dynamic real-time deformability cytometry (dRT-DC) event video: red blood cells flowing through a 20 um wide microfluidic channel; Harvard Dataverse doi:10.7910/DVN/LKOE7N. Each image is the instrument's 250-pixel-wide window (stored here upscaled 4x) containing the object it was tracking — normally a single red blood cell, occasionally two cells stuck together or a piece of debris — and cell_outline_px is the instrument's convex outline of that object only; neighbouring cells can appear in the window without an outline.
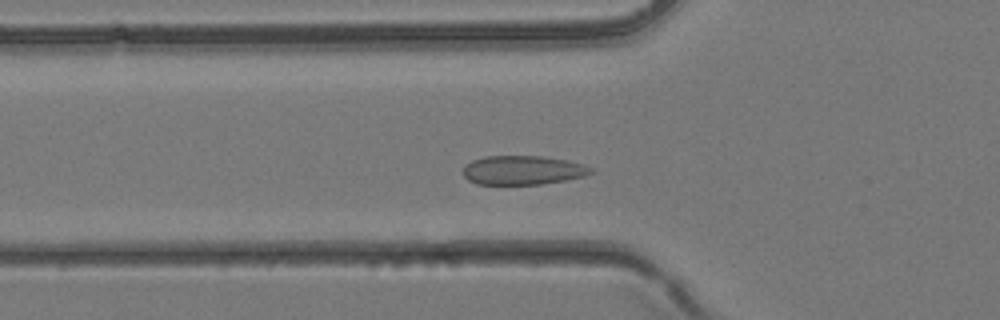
{"species": "common noctule bat (a hibernating species)", "species_latin": "Nyctalus noctula", "temperature_condition": "room temperature", "stored_images_in_passage": 18, "camera_frame_rate_fps": 3000, "um_per_image_px": 0.085, "animal": {"sex": "female", "body_mass_g": 24.6, "forearm_length_mm": 56.2}, "frame": {"image": 1, "passage_image": 9, "time_ms": 2.667, "image_size_px": [1000, 320], "cell_outline_px": [[596, 172], [584, 176], [564, 180], [540, 184], [476, 184], [468, 180], [464, 176], [464, 168], [472, 160], [484, 156], [544, 156], [584, 164], [596, 168]], "centroid_in_image_um": [44.49, 14.46], "position_along_channel_um": 81.3, "area_um2": 21.68}}
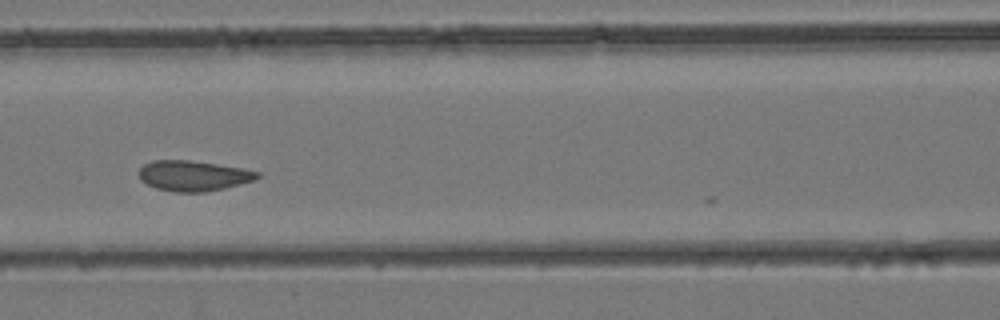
{"frame": {"image": 2, "passage_image": 13, "time_ms": 4.0, "image_size_px": [1000, 320], "cell_outline_px": [[260, 176], [252, 180], [224, 188], [204, 192], [176, 192], [156, 188], [140, 180], [140, 168], [144, 164], [152, 160], [188, 160], [244, 168], [260, 172]], "centroid_in_image_um": [16.42, 14.93], "position_along_channel_um": 150.2, "area_um2": 20.75}}
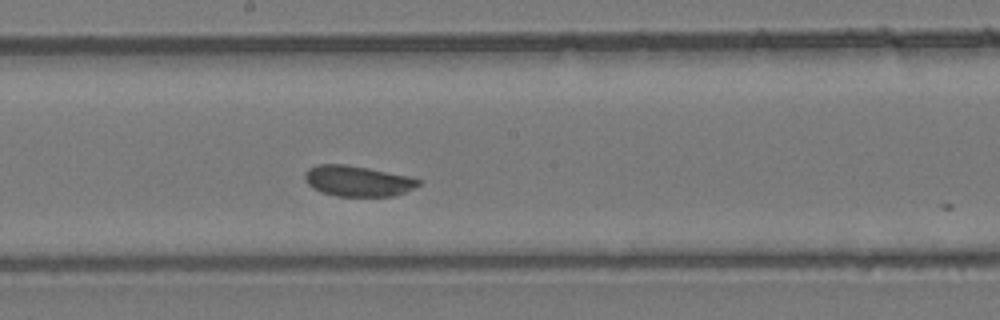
{"frame": {"image": 3, "passage_image": 17, "time_ms": 5.333, "image_size_px": [1000, 320], "cell_outline_px": [[420, 184], [404, 192], [392, 196], [336, 196], [320, 192], [312, 188], [304, 180], [304, 172], [308, 168], [316, 164], [348, 164], [408, 176], [420, 180]], "centroid_in_image_um": [30.32, 15.38], "position_along_channel_um": 217.9, "area_um2": 20.35}}